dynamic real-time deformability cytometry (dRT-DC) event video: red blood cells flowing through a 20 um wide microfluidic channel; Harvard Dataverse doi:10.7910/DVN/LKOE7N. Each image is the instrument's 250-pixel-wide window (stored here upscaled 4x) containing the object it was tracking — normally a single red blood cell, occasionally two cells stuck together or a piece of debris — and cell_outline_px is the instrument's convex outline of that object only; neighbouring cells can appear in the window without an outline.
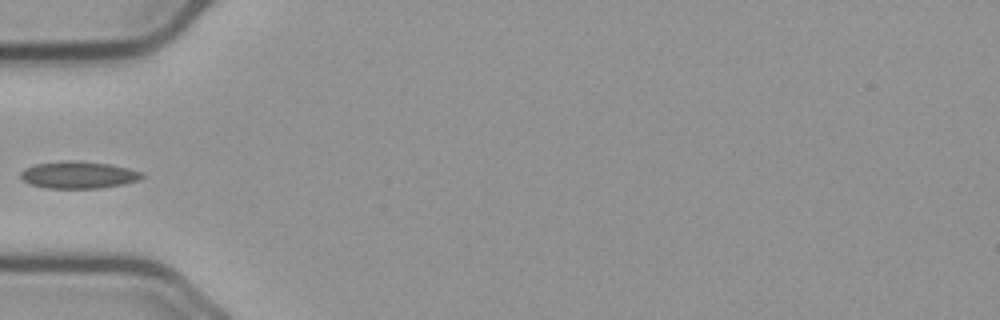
{"species": "common noctule bat (a hibernating species)", "species_latin": "Nyctalus noctula", "temperature_condition": "cold", "stored_images_in_passage": 38, "camera_frame_rate_fps": 3000, "um_per_image_px": 0.085, "animal": {"sex": "male", "body_mass_g": 23.1, "forearm_length_mm": 52.7}, "frame": {"image": 1, "passage_image": 1, "time_ms": 0.0, "image_size_px": [1000, 320], "cell_outline_px": [[144, 176], [136, 180], [124, 184], [100, 188], [48, 188], [28, 184], [20, 176], [20, 172], [24, 168], [36, 164], [64, 160], [76, 160], [112, 164], [128, 168], [140, 172]], "centroid_in_image_um": [6.63, 14.86], "position_along_channel_um": 78.4, "area_um2": 19.19}}
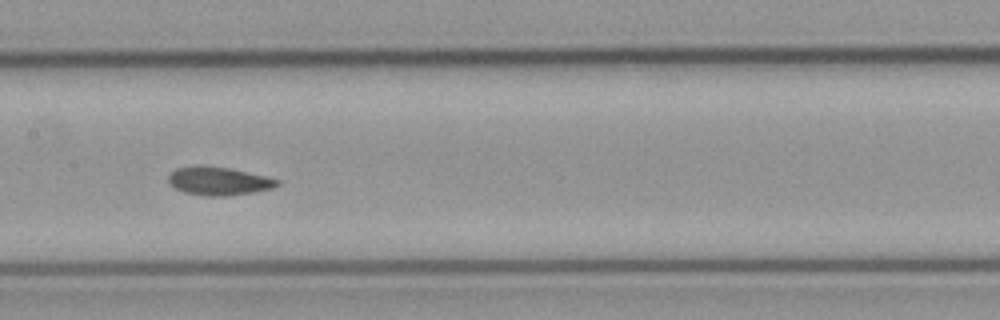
{"frame": {"image": 2, "passage_image": 10, "time_ms": 3.0, "image_size_px": [1000, 320], "cell_outline_px": [[280, 184], [272, 188], [252, 192], [228, 196], [204, 196], [184, 192], [176, 188], [168, 180], [168, 176], [176, 168], [196, 164], [204, 164], [232, 168], [280, 180]], "centroid_in_image_um": [18.57, 15.36], "position_along_channel_um": 188.8, "area_um2": 18.15}}
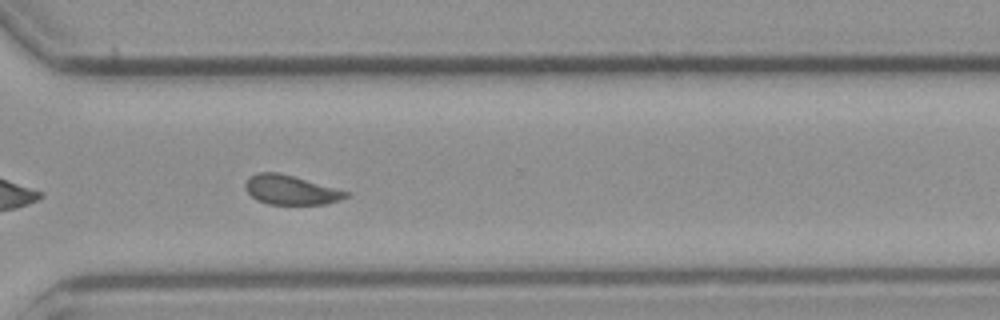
{"frame": {"image": 3, "passage_image": 23, "time_ms": 7.333, "image_size_px": [1000, 320], "cell_outline_px": [[348, 196], [340, 200], [328, 204], [268, 204], [256, 200], [244, 188], [244, 184], [248, 176], [260, 172], [276, 172], [292, 176], [348, 192]], "centroid_in_image_um": [24.65, 16.15], "position_along_channel_um": 345.9, "area_um2": 16.99}}